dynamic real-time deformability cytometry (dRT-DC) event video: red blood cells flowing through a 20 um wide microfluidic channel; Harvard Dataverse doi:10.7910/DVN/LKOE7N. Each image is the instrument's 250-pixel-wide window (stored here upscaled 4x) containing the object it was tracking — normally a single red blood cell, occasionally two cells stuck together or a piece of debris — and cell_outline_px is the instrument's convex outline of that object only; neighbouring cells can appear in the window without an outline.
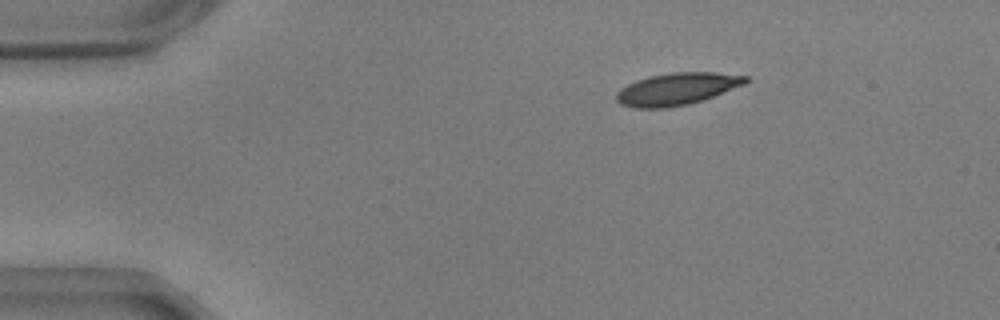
{"species": "common noctule bat (a hibernating species)", "species_latin": "Nyctalus noctula", "temperature_condition": "warm", "stored_images_in_passage": 47, "camera_frame_rate_fps": 3000, "um_per_image_px": 0.085, "animal": {"sex": "male", "body_mass_g": 17.9, "forearm_length_mm": 54.2}, "frame": {"image": 1, "passage_image": 1, "time_ms": 0.0, "image_size_px": [1000, 320], "cell_outline_px": [[748, 80], [744, 84], [704, 100], [688, 104], [664, 108], [632, 108], [620, 104], [616, 100], [616, 92], [620, 88], [636, 80], [648, 76], [672, 72], [712, 72], [748, 76]], "centroid_in_image_um": [57.5, 7.56], "position_along_channel_um": 27.5, "area_um2": 24.28}}
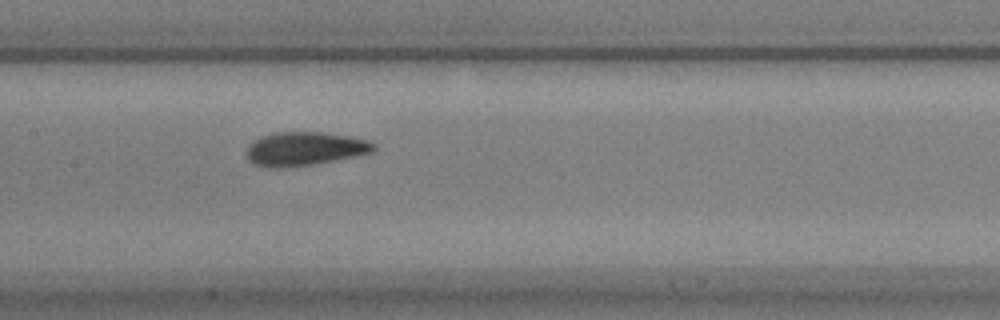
{"frame": {"image": 2, "passage_image": 19, "time_ms": 6.0, "image_size_px": [1000, 320], "cell_outline_px": [[376, 148], [372, 152], [312, 164], [284, 168], [268, 168], [252, 164], [248, 160], [244, 152], [248, 144], [260, 136], [276, 132], [320, 132], [348, 136], [368, 140], [376, 144]], "centroid_in_image_um": [25.81, 12.65], "position_along_channel_um": 181.6, "area_um2": 25.09}}
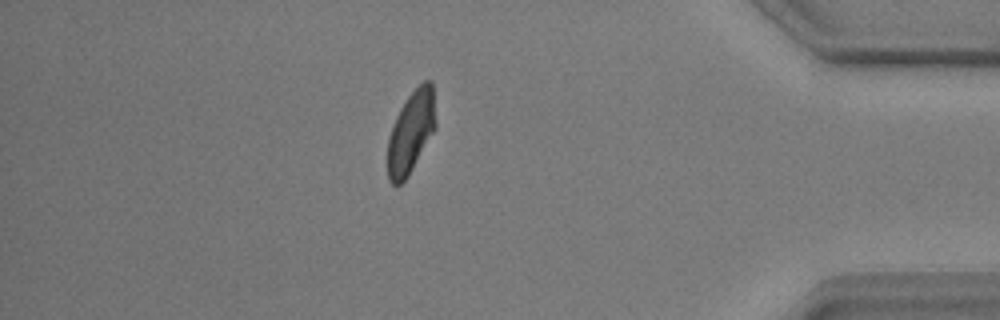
{"frame": {"image": 3, "passage_image": 40, "time_ms": 13.0, "image_size_px": [1000, 320], "cell_outline_px": [[436, 128], [408, 176], [400, 184], [392, 184], [388, 180], [388, 136], [396, 116], [400, 108], [408, 96], [424, 80], [432, 80], [436, 124]], "centroid_in_image_um": [34.94, 11.22], "position_along_channel_um": 400.3, "area_um2": 22.89}, "authors_computed_cell_mechanics": {"area_um2": 24.276, "velocity_mm_per_s": 3.6384, "shape_relaxation_time_tau1_ms": 3.1896, "shape_relaxation_time_tau2_ms": 1.4248, "deformation_change_tau1": 0.1425, "deformation_change_tau2": 0.0637}}